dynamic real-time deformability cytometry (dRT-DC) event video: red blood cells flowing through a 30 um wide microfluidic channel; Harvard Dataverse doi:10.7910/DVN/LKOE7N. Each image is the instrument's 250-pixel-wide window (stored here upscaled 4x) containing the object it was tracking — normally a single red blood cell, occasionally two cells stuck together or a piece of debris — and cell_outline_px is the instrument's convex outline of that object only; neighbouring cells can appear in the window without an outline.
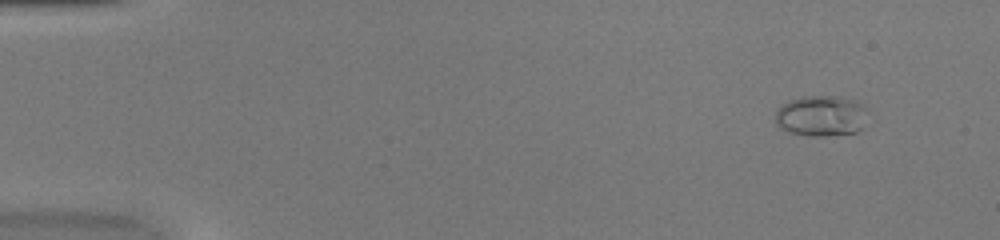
{"species": "common noctule bat (a hibernating species)", "species_latin": "Nyctalus noctula", "temperature_condition": "warm", "stored_images_in_passage": 52, "camera_frame_rate_fps": 3000, "um_per_image_px": 0.085, "animal": {"sex": "female", "body_mass_g": 20.0, "forearm_length_mm": 54.0}, "frame": {"image": 1, "passage_image": 5, "time_ms": 1.333, "image_size_px": [1000, 240], "cell_outline_px": [[864, 108], [860, 128], [856, 132], [824, 136], [812, 136], [788, 132], [780, 128], [776, 124], [776, 108], [788, 100], [804, 96], [840, 96], [856, 100], [864, 104]], "centroid_in_image_um": [69.72, 9.83], "position_along_channel_um": 15.3, "area_um2": 21.79}}
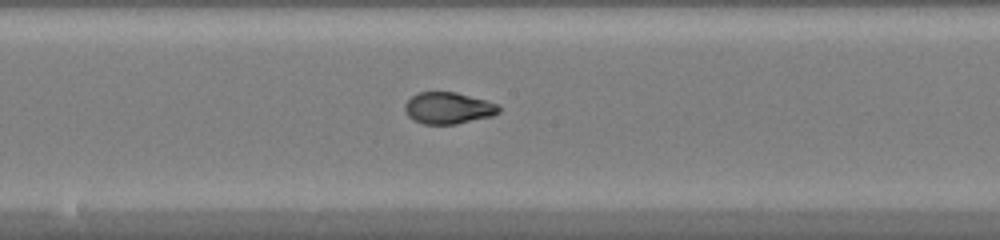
{"frame": {"image": 2, "passage_image": 29, "time_ms": 9.333, "image_size_px": [1000, 240], "cell_outline_px": [[500, 112], [492, 116], [456, 124], [424, 124], [408, 116], [404, 108], [404, 104], [412, 96], [420, 92], [456, 92], [500, 104]], "centroid_in_image_um": [38.13, 9.18], "position_along_channel_um": 210.1, "area_um2": 17.28}}
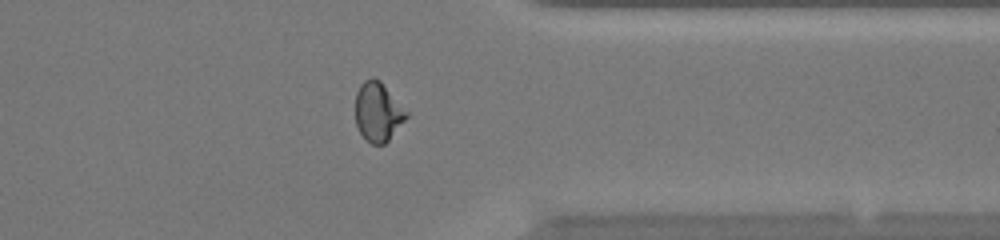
{"frame": {"image": 3, "passage_image": 42, "time_ms": 13.667, "image_size_px": [1000, 240], "cell_outline_px": [[408, 116], [388, 140], [384, 144], [372, 144], [360, 132], [356, 124], [356, 92], [360, 84], [364, 80], [372, 76], [380, 80], [408, 112]], "centroid_in_image_um": [32.12, 9.47], "position_along_channel_um": 379.3, "area_um2": 17.4}, "authors_computed_cell_mechanics": {"area_um2": 17.9469, "velocity_mm_per_s": 4.0326, "shape_relaxation_time_tau1_ms": null, "shape_relaxation_time_tau2_ms": 0.8619, "deformation_change_tau1": null, "deformation_change_tau2": 0.043}}